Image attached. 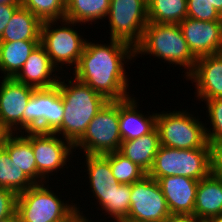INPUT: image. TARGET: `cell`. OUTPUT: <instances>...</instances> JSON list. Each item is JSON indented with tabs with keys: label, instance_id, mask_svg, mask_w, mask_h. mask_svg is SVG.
I'll list each match as a JSON object with an SVG mask.
<instances>
[{
	"label": "cell",
	"instance_id": "cell-27",
	"mask_svg": "<svg viewBox=\"0 0 222 222\" xmlns=\"http://www.w3.org/2000/svg\"><path fill=\"white\" fill-rule=\"evenodd\" d=\"M33 185L21 168L11 161L8 151L0 145V188L9 189L18 195Z\"/></svg>",
	"mask_w": 222,
	"mask_h": 222
},
{
	"label": "cell",
	"instance_id": "cell-20",
	"mask_svg": "<svg viewBox=\"0 0 222 222\" xmlns=\"http://www.w3.org/2000/svg\"><path fill=\"white\" fill-rule=\"evenodd\" d=\"M222 213V176L210 173L198 183L194 214L200 222Z\"/></svg>",
	"mask_w": 222,
	"mask_h": 222
},
{
	"label": "cell",
	"instance_id": "cell-43",
	"mask_svg": "<svg viewBox=\"0 0 222 222\" xmlns=\"http://www.w3.org/2000/svg\"><path fill=\"white\" fill-rule=\"evenodd\" d=\"M5 134L6 132L0 127V145Z\"/></svg>",
	"mask_w": 222,
	"mask_h": 222
},
{
	"label": "cell",
	"instance_id": "cell-7",
	"mask_svg": "<svg viewBox=\"0 0 222 222\" xmlns=\"http://www.w3.org/2000/svg\"><path fill=\"white\" fill-rule=\"evenodd\" d=\"M59 21L62 26H59ZM77 24L79 27V23L66 18L45 21L42 24L40 43L49 55L51 63L59 72L65 71L62 70L64 65L66 68L67 66L75 68L85 49L87 39L80 35L79 30H74L76 28L74 26Z\"/></svg>",
	"mask_w": 222,
	"mask_h": 222
},
{
	"label": "cell",
	"instance_id": "cell-23",
	"mask_svg": "<svg viewBox=\"0 0 222 222\" xmlns=\"http://www.w3.org/2000/svg\"><path fill=\"white\" fill-rule=\"evenodd\" d=\"M159 147V132L155 128L152 132L140 138L122 141L119 152L148 173Z\"/></svg>",
	"mask_w": 222,
	"mask_h": 222
},
{
	"label": "cell",
	"instance_id": "cell-1",
	"mask_svg": "<svg viewBox=\"0 0 222 222\" xmlns=\"http://www.w3.org/2000/svg\"><path fill=\"white\" fill-rule=\"evenodd\" d=\"M88 41L72 75L108 101L129 98L125 65L134 60V48L120 40L110 39L108 44Z\"/></svg>",
	"mask_w": 222,
	"mask_h": 222
},
{
	"label": "cell",
	"instance_id": "cell-37",
	"mask_svg": "<svg viewBox=\"0 0 222 222\" xmlns=\"http://www.w3.org/2000/svg\"><path fill=\"white\" fill-rule=\"evenodd\" d=\"M76 209L77 211L64 222H91L92 221L91 219L89 220V218H87L85 214L83 215V211L80 210L82 209V207L81 208L77 207Z\"/></svg>",
	"mask_w": 222,
	"mask_h": 222
},
{
	"label": "cell",
	"instance_id": "cell-36",
	"mask_svg": "<svg viewBox=\"0 0 222 222\" xmlns=\"http://www.w3.org/2000/svg\"><path fill=\"white\" fill-rule=\"evenodd\" d=\"M163 222H200L192 214L170 213Z\"/></svg>",
	"mask_w": 222,
	"mask_h": 222
},
{
	"label": "cell",
	"instance_id": "cell-2",
	"mask_svg": "<svg viewBox=\"0 0 222 222\" xmlns=\"http://www.w3.org/2000/svg\"><path fill=\"white\" fill-rule=\"evenodd\" d=\"M71 77L67 80L60 77L57 84L63 99L64 115L61 125L53 133L61 135L74 145L108 100L87 84Z\"/></svg>",
	"mask_w": 222,
	"mask_h": 222
},
{
	"label": "cell",
	"instance_id": "cell-10",
	"mask_svg": "<svg viewBox=\"0 0 222 222\" xmlns=\"http://www.w3.org/2000/svg\"><path fill=\"white\" fill-rule=\"evenodd\" d=\"M63 99L56 85L35 89L24 111V132L53 133L62 123Z\"/></svg>",
	"mask_w": 222,
	"mask_h": 222
},
{
	"label": "cell",
	"instance_id": "cell-38",
	"mask_svg": "<svg viewBox=\"0 0 222 222\" xmlns=\"http://www.w3.org/2000/svg\"><path fill=\"white\" fill-rule=\"evenodd\" d=\"M211 5L222 15V0H210Z\"/></svg>",
	"mask_w": 222,
	"mask_h": 222
},
{
	"label": "cell",
	"instance_id": "cell-35",
	"mask_svg": "<svg viewBox=\"0 0 222 222\" xmlns=\"http://www.w3.org/2000/svg\"><path fill=\"white\" fill-rule=\"evenodd\" d=\"M21 4H0V38L14 12Z\"/></svg>",
	"mask_w": 222,
	"mask_h": 222
},
{
	"label": "cell",
	"instance_id": "cell-16",
	"mask_svg": "<svg viewBox=\"0 0 222 222\" xmlns=\"http://www.w3.org/2000/svg\"><path fill=\"white\" fill-rule=\"evenodd\" d=\"M56 71L58 69L51 63L44 46L39 43L14 79L35 89H46L58 84L60 73L56 74Z\"/></svg>",
	"mask_w": 222,
	"mask_h": 222
},
{
	"label": "cell",
	"instance_id": "cell-13",
	"mask_svg": "<svg viewBox=\"0 0 222 222\" xmlns=\"http://www.w3.org/2000/svg\"><path fill=\"white\" fill-rule=\"evenodd\" d=\"M0 83V127L6 133L24 132V111L35 88L14 78H2Z\"/></svg>",
	"mask_w": 222,
	"mask_h": 222
},
{
	"label": "cell",
	"instance_id": "cell-40",
	"mask_svg": "<svg viewBox=\"0 0 222 222\" xmlns=\"http://www.w3.org/2000/svg\"><path fill=\"white\" fill-rule=\"evenodd\" d=\"M206 222H222V213L209 218Z\"/></svg>",
	"mask_w": 222,
	"mask_h": 222
},
{
	"label": "cell",
	"instance_id": "cell-26",
	"mask_svg": "<svg viewBox=\"0 0 222 222\" xmlns=\"http://www.w3.org/2000/svg\"><path fill=\"white\" fill-rule=\"evenodd\" d=\"M148 22L179 24L187 18V0H147Z\"/></svg>",
	"mask_w": 222,
	"mask_h": 222
},
{
	"label": "cell",
	"instance_id": "cell-30",
	"mask_svg": "<svg viewBox=\"0 0 222 222\" xmlns=\"http://www.w3.org/2000/svg\"><path fill=\"white\" fill-rule=\"evenodd\" d=\"M131 198V184H121L119 187H114L110 193V204L107 205L102 211L103 214L109 215L107 218L112 217V222L124 219L128 216L130 210Z\"/></svg>",
	"mask_w": 222,
	"mask_h": 222
},
{
	"label": "cell",
	"instance_id": "cell-32",
	"mask_svg": "<svg viewBox=\"0 0 222 222\" xmlns=\"http://www.w3.org/2000/svg\"><path fill=\"white\" fill-rule=\"evenodd\" d=\"M187 17L199 21H222L210 0H187Z\"/></svg>",
	"mask_w": 222,
	"mask_h": 222
},
{
	"label": "cell",
	"instance_id": "cell-24",
	"mask_svg": "<svg viewBox=\"0 0 222 222\" xmlns=\"http://www.w3.org/2000/svg\"><path fill=\"white\" fill-rule=\"evenodd\" d=\"M40 41L0 42V71L3 78H14Z\"/></svg>",
	"mask_w": 222,
	"mask_h": 222
},
{
	"label": "cell",
	"instance_id": "cell-34",
	"mask_svg": "<svg viewBox=\"0 0 222 222\" xmlns=\"http://www.w3.org/2000/svg\"><path fill=\"white\" fill-rule=\"evenodd\" d=\"M211 171L222 176V138L214 140L211 144Z\"/></svg>",
	"mask_w": 222,
	"mask_h": 222
},
{
	"label": "cell",
	"instance_id": "cell-19",
	"mask_svg": "<svg viewBox=\"0 0 222 222\" xmlns=\"http://www.w3.org/2000/svg\"><path fill=\"white\" fill-rule=\"evenodd\" d=\"M86 159L85 169L89 178V187L95 197L97 204L99 203L98 211L103 210L110 204V193L114 187H119L118 183L112 174L109 161L103 155H88L82 157Z\"/></svg>",
	"mask_w": 222,
	"mask_h": 222
},
{
	"label": "cell",
	"instance_id": "cell-25",
	"mask_svg": "<svg viewBox=\"0 0 222 222\" xmlns=\"http://www.w3.org/2000/svg\"><path fill=\"white\" fill-rule=\"evenodd\" d=\"M110 0H66L65 18L81 25L106 19ZM82 22V23H81Z\"/></svg>",
	"mask_w": 222,
	"mask_h": 222
},
{
	"label": "cell",
	"instance_id": "cell-8",
	"mask_svg": "<svg viewBox=\"0 0 222 222\" xmlns=\"http://www.w3.org/2000/svg\"><path fill=\"white\" fill-rule=\"evenodd\" d=\"M121 142L119 101H108L88 124L86 132L74 144V149H83V155H104L119 151Z\"/></svg>",
	"mask_w": 222,
	"mask_h": 222
},
{
	"label": "cell",
	"instance_id": "cell-11",
	"mask_svg": "<svg viewBox=\"0 0 222 222\" xmlns=\"http://www.w3.org/2000/svg\"><path fill=\"white\" fill-rule=\"evenodd\" d=\"M31 144L39 172V184L48 182L49 175L51 177L67 167V162L75 152L69 140L50 132L31 131Z\"/></svg>",
	"mask_w": 222,
	"mask_h": 222
},
{
	"label": "cell",
	"instance_id": "cell-29",
	"mask_svg": "<svg viewBox=\"0 0 222 222\" xmlns=\"http://www.w3.org/2000/svg\"><path fill=\"white\" fill-rule=\"evenodd\" d=\"M42 22L65 18L66 0H20Z\"/></svg>",
	"mask_w": 222,
	"mask_h": 222
},
{
	"label": "cell",
	"instance_id": "cell-21",
	"mask_svg": "<svg viewBox=\"0 0 222 222\" xmlns=\"http://www.w3.org/2000/svg\"><path fill=\"white\" fill-rule=\"evenodd\" d=\"M21 134V135H20ZM6 133L1 145L8 151L13 161L23 173L34 183L39 184L35 155L31 144V131Z\"/></svg>",
	"mask_w": 222,
	"mask_h": 222
},
{
	"label": "cell",
	"instance_id": "cell-3",
	"mask_svg": "<svg viewBox=\"0 0 222 222\" xmlns=\"http://www.w3.org/2000/svg\"><path fill=\"white\" fill-rule=\"evenodd\" d=\"M135 60L139 55H152L164 62L184 67L186 78L195 68L197 58L190 51L179 24L148 22L141 42L134 48ZM137 56V57H136ZM177 65V66H176Z\"/></svg>",
	"mask_w": 222,
	"mask_h": 222
},
{
	"label": "cell",
	"instance_id": "cell-9",
	"mask_svg": "<svg viewBox=\"0 0 222 222\" xmlns=\"http://www.w3.org/2000/svg\"><path fill=\"white\" fill-rule=\"evenodd\" d=\"M109 39L120 40L135 48L142 40L148 24L147 0H110L106 20Z\"/></svg>",
	"mask_w": 222,
	"mask_h": 222
},
{
	"label": "cell",
	"instance_id": "cell-33",
	"mask_svg": "<svg viewBox=\"0 0 222 222\" xmlns=\"http://www.w3.org/2000/svg\"><path fill=\"white\" fill-rule=\"evenodd\" d=\"M17 196L9 189L0 188V220L16 213Z\"/></svg>",
	"mask_w": 222,
	"mask_h": 222
},
{
	"label": "cell",
	"instance_id": "cell-5",
	"mask_svg": "<svg viewBox=\"0 0 222 222\" xmlns=\"http://www.w3.org/2000/svg\"><path fill=\"white\" fill-rule=\"evenodd\" d=\"M71 202L60 199L45 182L18 194L16 212L20 222H64L77 211Z\"/></svg>",
	"mask_w": 222,
	"mask_h": 222
},
{
	"label": "cell",
	"instance_id": "cell-15",
	"mask_svg": "<svg viewBox=\"0 0 222 222\" xmlns=\"http://www.w3.org/2000/svg\"><path fill=\"white\" fill-rule=\"evenodd\" d=\"M186 80L195 82L196 100L222 98V53L197 58L195 68Z\"/></svg>",
	"mask_w": 222,
	"mask_h": 222
},
{
	"label": "cell",
	"instance_id": "cell-17",
	"mask_svg": "<svg viewBox=\"0 0 222 222\" xmlns=\"http://www.w3.org/2000/svg\"><path fill=\"white\" fill-rule=\"evenodd\" d=\"M170 213L194 214L198 180L184 176H167L158 180Z\"/></svg>",
	"mask_w": 222,
	"mask_h": 222
},
{
	"label": "cell",
	"instance_id": "cell-12",
	"mask_svg": "<svg viewBox=\"0 0 222 222\" xmlns=\"http://www.w3.org/2000/svg\"><path fill=\"white\" fill-rule=\"evenodd\" d=\"M130 203L126 218L143 222H163L170 214L158 181L148 175L131 184Z\"/></svg>",
	"mask_w": 222,
	"mask_h": 222
},
{
	"label": "cell",
	"instance_id": "cell-28",
	"mask_svg": "<svg viewBox=\"0 0 222 222\" xmlns=\"http://www.w3.org/2000/svg\"><path fill=\"white\" fill-rule=\"evenodd\" d=\"M103 156L109 161L112 174L118 183L133 184L147 175L143 169L119 151L107 153Z\"/></svg>",
	"mask_w": 222,
	"mask_h": 222
},
{
	"label": "cell",
	"instance_id": "cell-18",
	"mask_svg": "<svg viewBox=\"0 0 222 222\" xmlns=\"http://www.w3.org/2000/svg\"><path fill=\"white\" fill-rule=\"evenodd\" d=\"M132 97L131 95L119 101V128L122 141L140 138L156 128L157 112L143 113L142 110L137 109L139 105L137 98Z\"/></svg>",
	"mask_w": 222,
	"mask_h": 222
},
{
	"label": "cell",
	"instance_id": "cell-39",
	"mask_svg": "<svg viewBox=\"0 0 222 222\" xmlns=\"http://www.w3.org/2000/svg\"><path fill=\"white\" fill-rule=\"evenodd\" d=\"M0 222H20L18 213L16 212L14 215L1 219Z\"/></svg>",
	"mask_w": 222,
	"mask_h": 222
},
{
	"label": "cell",
	"instance_id": "cell-31",
	"mask_svg": "<svg viewBox=\"0 0 222 222\" xmlns=\"http://www.w3.org/2000/svg\"><path fill=\"white\" fill-rule=\"evenodd\" d=\"M204 103L207 108V118L210 120L209 128L212 127L205 128L207 141L211 144L214 140L222 138V98L205 100Z\"/></svg>",
	"mask_w": 222,
	"mask_h": 222
},
{
	"label": "cell",
	"instance_id": "cell-41",
	"mask_svg": "<svg viewBox=\"0 0 222 222\" xmlns=\"http://www.w3.org/2000/svg\"><path fill=\"white\" fill-rule=\"evenodd\" d=\"M0 4H20V0H0Z\"/></svg>",
	"mask_w": 222,
	"mask_h": 222
},
{
	"label": "cell",
	"instance_id": "cell-14",
	"mask_svg": "<svg viewBox=\"0 0 222 222\" xmlns=\"http://www.w3.org/2000/svg\"><path fill=\"white\" fill-rule=\"evenodd\" d=\"M179 26L196 58L222 53V21L206 22L187 17Z\"/></svg>",
	"mask_w": 222,
	"mask_h": 222
},
{
	"label": "cell",
	"instance_id": "cell-4",
	"mask_svg": "<svg viewBox=\"0 0 222 222\" xmlns=\"http://www.w3.org/2000/svg\"><path fill=\"white\" fill-rule=\"evenodd\" d=\"M211 148L177 149L160 145L148 176H184L200 181L211 173Z\"/></svg>",
	"mask_w": 222,
	"mask_h": 222
},
{
	"label": "cell",
	"instance_id": "cell-6",
	"mask_svg": "<svg viewBox=\"0 0 222 222\" xmlns=\"http://www.w3.org/2000/svg\"><path fill=\"white\" fill-rule=\"evenodd\" d=\"M193 114L186 109L158 112L156 128L160 145L177 149L211 148L207 141L206 123Z\"/></svg>",
	"mask_w": 222,
	"mask_h": 222
},
{
	"label": "cell",
	"instance_id": "cell-22",
	"mask_svg": "<svg viewBox=\"0 0 222 222\" xmlns=\"http://www.w3.org/2000/svg\"><path fill=\"white\" fill-rule=\"evenodd\" d=\"M42 24L30 10L20 6L4 29L0 42L41 41Z\"/></svg>",
	"mask_w": 222,
	"mask_h": 222
},
{
	"label": "cell",
	"instance_id": "cell-42",
	"mask_svg": "<svg viewBox=\"0 0 222 222\" xmlns=\"http://www.w3.org/2000/svg\"><path fill=\"white\" fill-rule=\"evenodd\" d=\"M91 222H94V221H91ZM100 222V221H99ZM103 222V221H102ZM109 222V221H108ZM115 222H143V221H138V220H135V219H131V218H124V219H120V220H117Z\"/></svg>",
	"mask_w": 222,
	"mask_h": 222
}]
</instances>
